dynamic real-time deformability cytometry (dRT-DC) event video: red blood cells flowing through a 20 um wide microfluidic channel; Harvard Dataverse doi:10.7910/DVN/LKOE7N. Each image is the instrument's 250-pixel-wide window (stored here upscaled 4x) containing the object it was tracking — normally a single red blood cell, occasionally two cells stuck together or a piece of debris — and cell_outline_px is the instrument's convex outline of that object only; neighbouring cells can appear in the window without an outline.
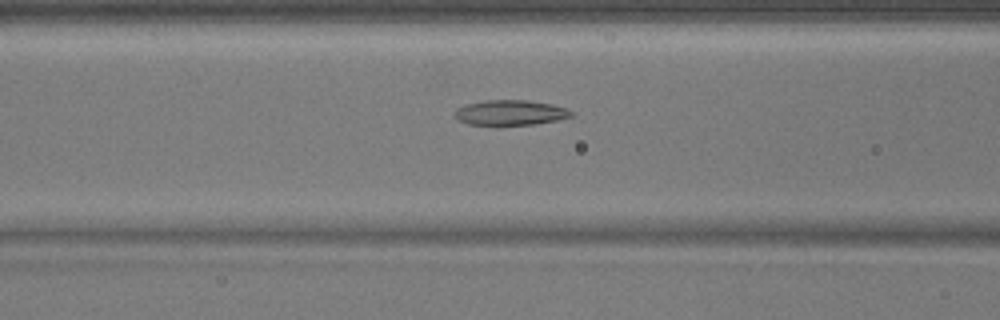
{"species": "common noctule bat (a hibernating species)", "species_latin": "Nyctalus noctula", "temperature_condition": "warm", "stored_images_in_passage": 37, "camera_frame_rate_fps": 3000, "um_per_image_px": 0.085, "animal": {"sex": "male", "body_mass_g": 17.9}, "frame": {"image": 1, "passage_image": 7, "time_ms": 2.0, "image_size_px": [1000, 320], "cell_outline_px": [[572, 116], [556, 120], [536, 124], [468, 124], [460, 120], [456, 116], [456, 108], [464, 104], [484, 100], [528, 100], [552, 104], [564, 108], [572, 112]], "centroid_in_image_um": [43.37, 9.55], "position_along_channel_um": 123.2, "area_um2": 16.76}}
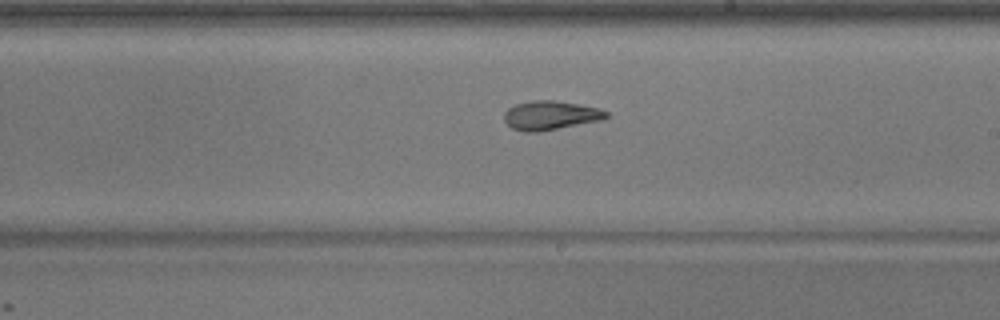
{"frame": {"image": 2, "passage_image": 16, "time_ms": 5.0, "image_size_px": [1000, 320], "cell_outline_px": [[608, 116], [604, 120], [540, 132], [524, 132], [512, 128], [504, 120], [504, 112], [512, 104], [532, 100], [552, 100], [576, 104], [596, 108], [608, 112]], "centroid_in_image_um": [46.76, 9.81], "position_along_channel_um": 242.2, "area_um2": 17.4}}
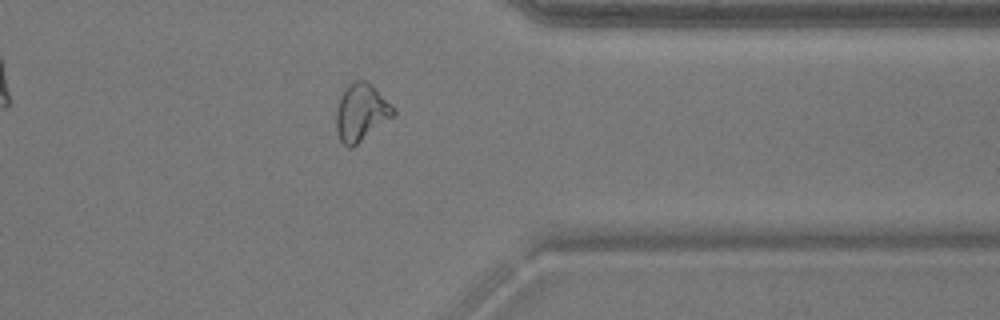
{"frame": {"image": 3, "passage_image": 27, "time_ms": 8.667, "image_size_px": [1000, 320], "cell_outline_px": [[396, 112], [392, 116], [352, 148], [348, 148], [340, 140], [336, 132], [336, 108], [340, 96], [348, 84], [356, 80], [368, 80], [396, 108]], "centroid_in_image_um": [30.68, 9.53], "position_along_channel_um": 380.7, "area_um2": 19.13}}